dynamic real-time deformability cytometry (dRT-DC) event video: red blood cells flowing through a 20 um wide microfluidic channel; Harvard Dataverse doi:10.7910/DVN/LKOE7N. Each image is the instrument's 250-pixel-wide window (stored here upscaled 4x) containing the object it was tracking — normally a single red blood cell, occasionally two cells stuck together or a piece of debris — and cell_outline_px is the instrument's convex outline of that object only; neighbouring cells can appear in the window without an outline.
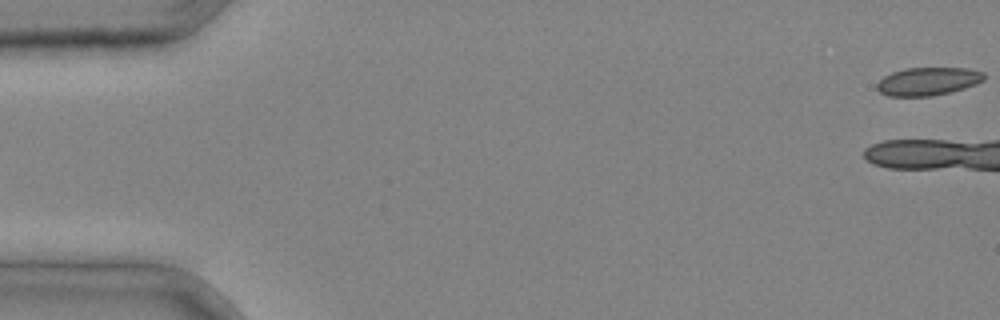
{"species": "common noctule bat (a hibernating species)", "species_latin": "Nyctalus noctula", "temperature_condition": "cold", "stored_images_in_passage": 4, "segment_of_instrument_passage": [2, 2], "camera_frame_rate_fps": 3000, "um_per_image_px": 0.085, "animal": {"sex": "male", "body_mass_g": 20.4}, "frame": {"image": 1, "passage_image": 4, "time_ms": 1.0, "image_size_px": [1000, 320], "cell_outline_px": [[984, 80], [976, 84], [964, 88], [932, 96], [888, 96], [880, 92], [876, 88], [876, 84], [884, 76], [892, 72], [904, 68], [968, 68], [984, 72]], "centroid_in_image_um": [78.86, 6.91], "position_along_channel_um": 6.1, "area_um2": 17.51}}